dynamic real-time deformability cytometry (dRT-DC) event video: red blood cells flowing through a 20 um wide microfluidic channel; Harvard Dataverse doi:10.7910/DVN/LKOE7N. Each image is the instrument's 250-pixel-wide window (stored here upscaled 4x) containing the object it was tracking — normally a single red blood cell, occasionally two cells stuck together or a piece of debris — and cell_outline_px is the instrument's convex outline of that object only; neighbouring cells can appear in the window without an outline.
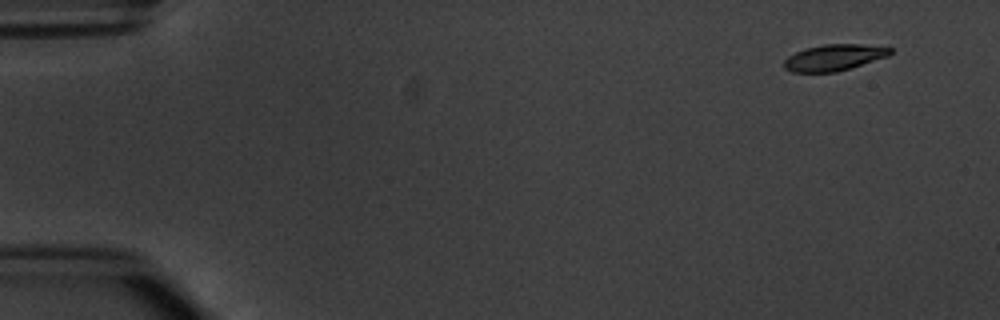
{"species": "common noctule bat (a hibernating species)", "species_latin": "Nyctalus noctula", "temperature_condition": "warm", "stored_images_in_passage": 7, "camera_frame_rate_fps": 3000, "um_per_image_px": 0.085, "animal": {"sex": "male", "body_mass_g": 20.1, "forearm_length_mm": 53.5}, "frame": {"image": 1, "passage_image": 1, "time_ms": 0.0, "image_size_px": [1000, 320], "cell_outline_px": [[892, 52], [888, 56], [836, 72], [792, 72], [784, 68], [784, 60], [788, 56], [804, 48], [824, 44], [860, 44], [892, 48]], "centroid_in_image_um": [70.86, 4.88], "position_along_channel_um": 14.1, "area_um2": 16.13}}
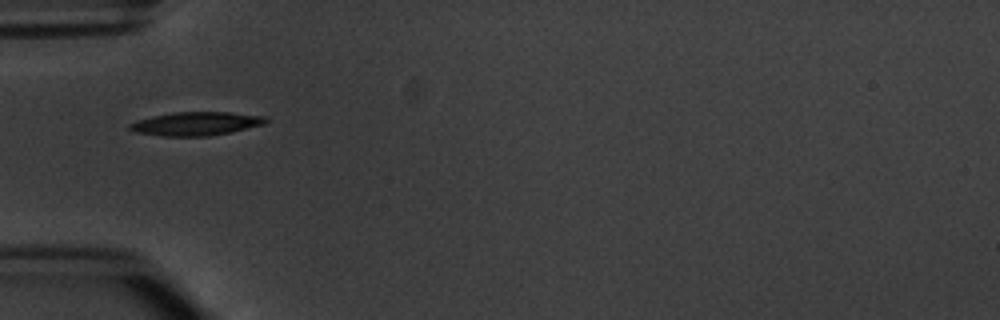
{"frame": {"image": 2, "passage_image": 5, "time_ms": 4.667, "image_size_px": [1000, 320], "cell_outline_px": [[268, 120], [264, 124], [232, 132], [208, 136], [164, 136], [136, 132], [128, 128], [128, 124], [136, 120], [152, 116], [172, 112], [228, 112], [268, 116]], "centroid_in_image_um": [16.67, 10.5], "position_along_channel_um": 68.3, "area_um2": 18.79}}